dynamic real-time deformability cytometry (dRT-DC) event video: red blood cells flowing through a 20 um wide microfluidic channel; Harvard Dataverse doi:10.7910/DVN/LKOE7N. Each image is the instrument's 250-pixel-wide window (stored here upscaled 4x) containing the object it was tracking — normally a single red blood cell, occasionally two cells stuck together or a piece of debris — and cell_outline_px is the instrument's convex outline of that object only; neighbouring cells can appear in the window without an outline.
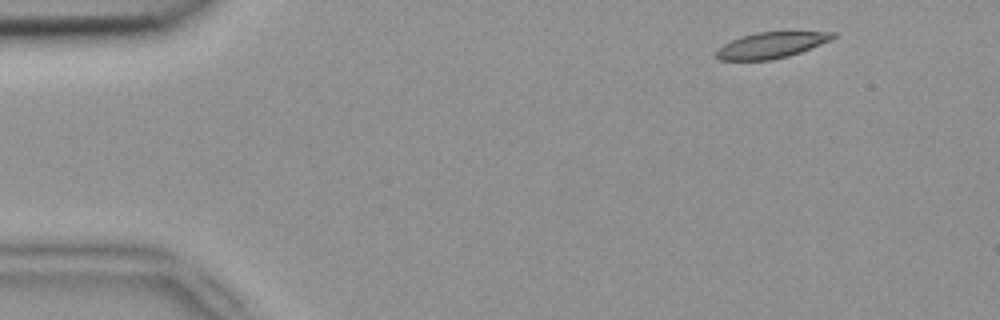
{"species": "common noctule bat (a hibernating species)", "species_latin": "Nyctalus noctula", "temperature_condition": "room temperature", "stored_images_in_passage": 3, "camera_frame_rate_fps": 3000, "um_per_image_px": 0.085, "animal": {"sex": "female", "body_mass_g": 18.4}, "frame": {"image": 1, "passage_image": 1, "time_ms": 0.0, "image_size_px": [1000, 320], "cell_outline_px": [[836, 36], [832, 40], [800, 52], [788, 56], [772, 60], [720, 60], [712, 56], [712, 52], [716, 48], [732, 40], [756, 32], [836, 32]], "centroid_in_image_um": [65.49, 3.85], "position_along_channel_um": 19.5, "area_um2": 17.74}}
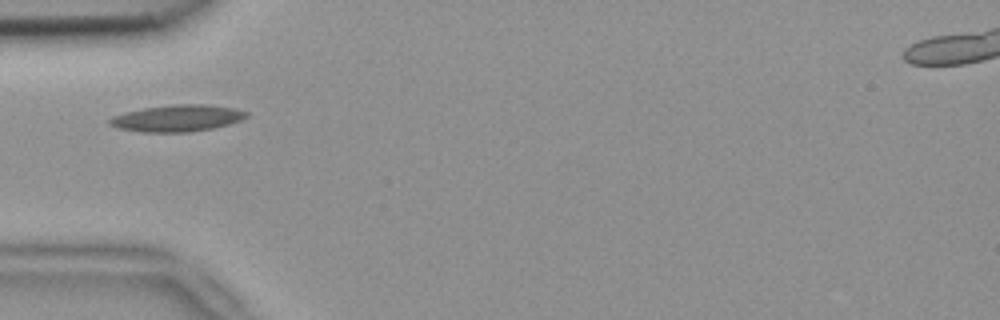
{"frame": {"image": 2, "passage_image": 3, "time_ms": 0.667, "image_size_px": [1000, 320], "cell_outline_px": [[248, 116], [240, 120], [228, 124], [212, 128], [188, 132], [140, 132], [116, 128], [108, 124], [108, 120], [112, 116], [124, 112], [144, 108], [172, 104], [208, 104], [232, 108], [248, 112]], "centroid_in_image_um": [15.01, 10.04], "position_along_channel_um": 70.0, "area_um2": 21.33}}